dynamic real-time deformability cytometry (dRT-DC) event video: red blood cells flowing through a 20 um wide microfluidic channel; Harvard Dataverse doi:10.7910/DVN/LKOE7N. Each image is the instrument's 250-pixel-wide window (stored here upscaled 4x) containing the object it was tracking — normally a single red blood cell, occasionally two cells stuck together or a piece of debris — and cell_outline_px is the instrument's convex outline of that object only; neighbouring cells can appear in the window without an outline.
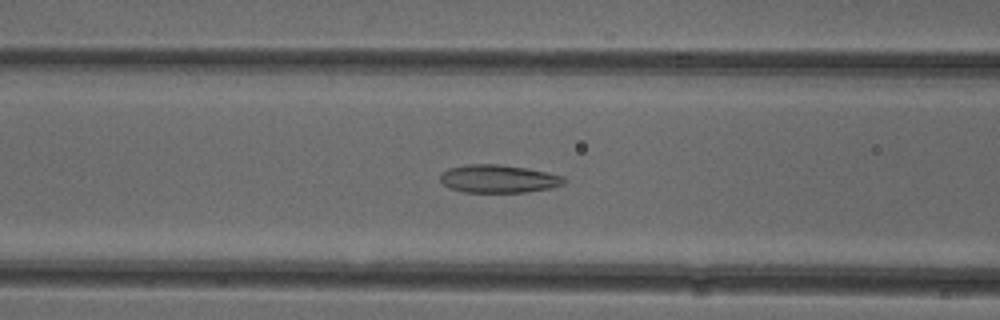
{"species": "common noctule bat (a hibernating species)", "species_latin": "Nyctalus noctula", "temperature_condition": "cold", "stored_images_in_passage": 41, "camera_frame_rate_fps": 3000, "um_per_image_px": 0.085, "animal": {"sex": "female"}, "frame": {"image": 1, "passage_image": 13, "time_ms": 4.0, "image_size_px": [1000, 320], "cell_outline_px": [[568, 180], [564, 184], [552, 188], [524, 192], [464, 192], [448, 188], [440, 180], [440, 172], [448, 168], [468, 164], [500, 164], [528, 168], [564, 176]], "centroid_in_image_um": [42.38, 15.19], "position_along_channel_um": 124.2, "area_um2": 20.46}}
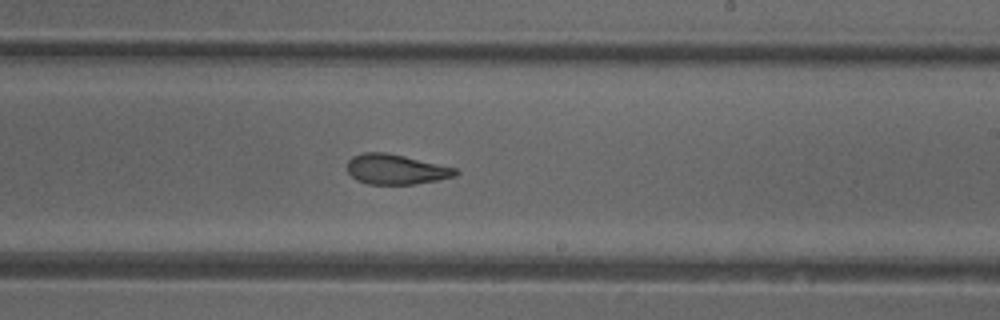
{"frame": {"image": 2, "passage_image": 23, "time_ms": 7.333, "image_size_px": [1000, 320], "cell_outline_px": [[460, 172], [456, 176], [436, 180], [412, 184], [368, 184], [356, 180], [348, 172], [348, 160], [352, 156], [364, 152], [384, 152], [404, 156], [456, 168]], "centroid_in_image_um": [33.64, 14.39], "position_along_channel_um": 255.4, "area_um2": 18.84}}
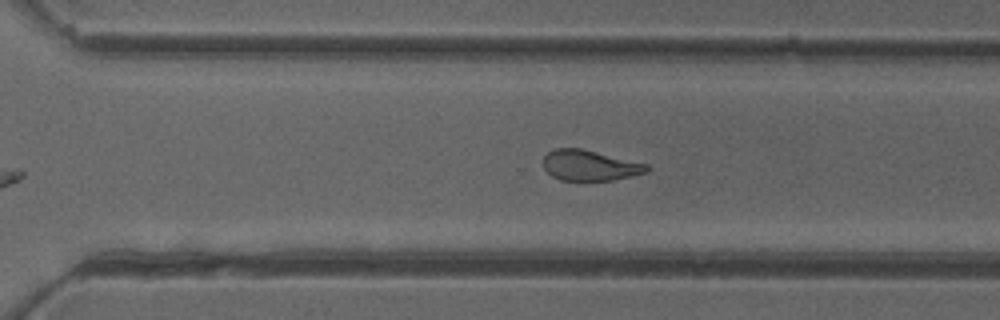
{"frame": {"image": 3, "passage_image": 28, "time_ms": 9.0, "image_size_px": [1000, 320], "cell_outline_px": [[648, 172], [632, 176], [612, 180], [560, 180], [552, 176], [544, 168], [544, 156], [548, 152], [556, 148], [580, 148], [648, 164]], "centroid_in_image_um": [50.13, 14.06], "position_along_channel_um": 320.5, "area_um2": 18.26}, "authors_computed_cell_mechanics": {"area_um2": 21.0392, "velocity_mm_per_s": 3.9326, "shape_relaxation_time_tau1_ms": 7.773, "shape_relaxation_time_tau2_ms": 2.0719, "deformation_change_tau1": 0.1685, "deformation_change_tau2": 0.0827}}